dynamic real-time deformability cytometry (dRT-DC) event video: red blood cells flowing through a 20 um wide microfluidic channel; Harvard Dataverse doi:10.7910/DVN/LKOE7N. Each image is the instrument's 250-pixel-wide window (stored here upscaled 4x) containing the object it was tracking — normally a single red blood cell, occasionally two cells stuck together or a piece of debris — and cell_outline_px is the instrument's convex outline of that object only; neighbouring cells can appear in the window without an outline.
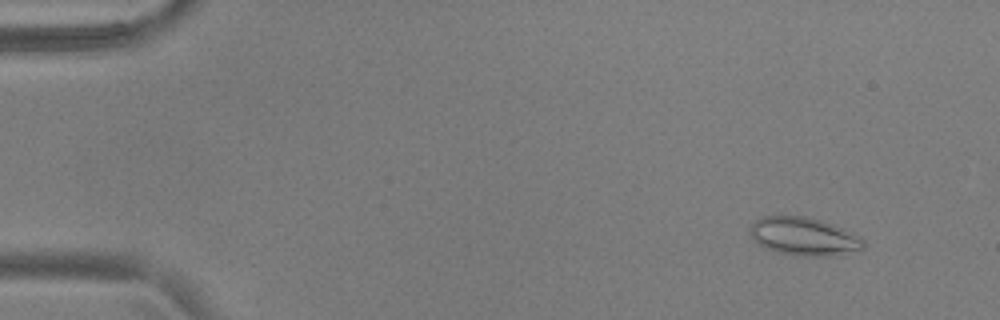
{"species": "common noctule bat (a hibernating species)", "species_latin": "Nyctalus noctula", "temperature_condition": "warm", "stored_images_in_passage": 54, "camera_frame_rate_fps": 3000, "um_per_image_px": 0.085, "animal": {"sex": "male", "body_mass_g": 17.9, "forearm_length_mm": 54.2}, "frame": {"image": 1, "passage_image": 5, "time_ms": 1.333, "image_size_px": [1000, 320], "cell_outline_px": [[864, 248], [832, 256], [800, 256], [776, 252], [764, 248], [752, 240], [748, 232], [748, 228], [756, 220], [764, 216], [808, 216], [832, 224], [864, 240]], "centroid_in_image_um": [68.24, 20.1], "position_along_channel_um": 16.8, "area_um2": 25.14}}
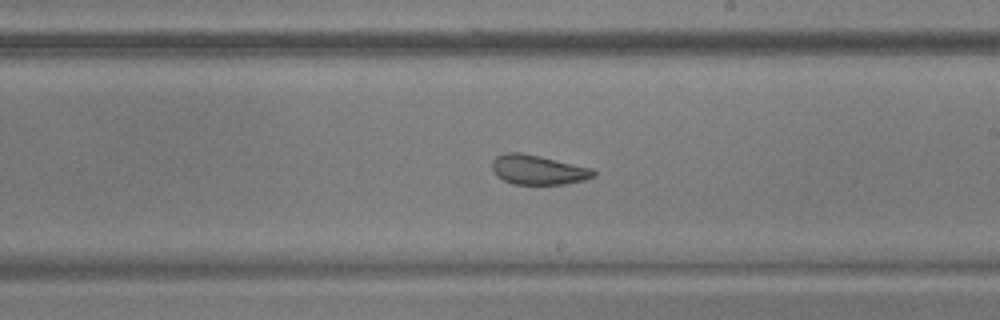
{"frame": {"image": 2, "passage_image": 32, "time_ms": 10.333, "image_size_px": [1000, 320], "cell_outline_px": [[596, 176], [584, 180], [564, 184], [512, 184], [496, 176], [492, 168], [492, 160], [496, 156], [504, 152], [520, 152], [540, 156], [592, 168], [596, 172]], "centroid_in_image_um": [45.72, 14.43], "position_along_channel_um": 243.3, "area_um2": 17.57}}
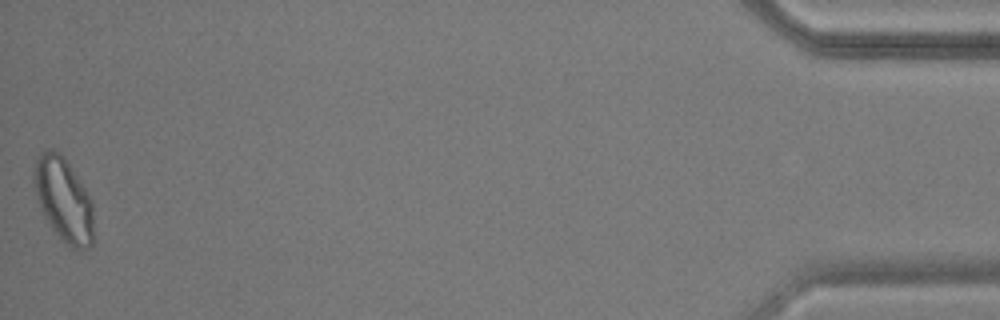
{"frame": {"image": 3, "passage_image": 54, "time_ms": 17.667, "image_size_px": [1000, 320], "cell_outline_px": [[92, 244], [88, 248], [80, 252], [72, 248], [48, 224], [40, 208], [32, 180], [32, 172], [36, 160], [48, 148], [52, 148], [60, 152], [64, 156], [92, 200]], "centroid_in_image_um": [5.39, 16.96], "position_along_channel_um": 429.8, "area_um2": 29.07}, "authors_computed_cell_mechanics": {"area_um2": 21.4438, "velocity_mm_per_s": 3.7481, "shape_relaxation_time_tau1_ms": null, "shape_relaxation_time_tau2_ms": 1.3391, "deformation_change_tau1": null, "deformation_change_tau2": 0.0795}}